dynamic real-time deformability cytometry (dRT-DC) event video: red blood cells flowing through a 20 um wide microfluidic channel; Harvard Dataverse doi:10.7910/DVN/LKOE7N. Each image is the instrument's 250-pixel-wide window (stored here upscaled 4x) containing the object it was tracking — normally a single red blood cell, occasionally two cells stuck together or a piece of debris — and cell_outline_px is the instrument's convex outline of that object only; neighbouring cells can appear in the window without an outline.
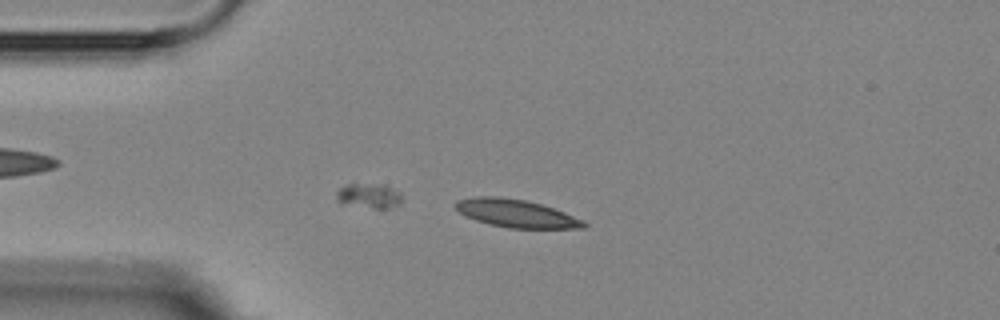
{"species": "Egyptian fruit bat (a non-hibernating species)", "species_latin": "Rousettus aegyptiacus", "temperature_condition": "room temperature", "stored_images_in_passage": 4, "camera_frame_rate_fps": 3000, "um_per_image_px": 0.085, "animal": {"sex": "female"}, "frame": {"image": 1, "passage_image": 3, "time_ms": 2.333, "image_size_px": [1000, 320], "cell_outline_px": [[588, 224], [584, 228], [508, 228], [488, 224], [464, 216], [452, 204], [456, 200], [476, 196], [496, 196], [524, 200], [540, 204], [564, 212], [584, 220]], "centroid_in_image_um": [43.83, 18.14], "position_along_channel_um": 41.2, "area_um2": 20.87}}